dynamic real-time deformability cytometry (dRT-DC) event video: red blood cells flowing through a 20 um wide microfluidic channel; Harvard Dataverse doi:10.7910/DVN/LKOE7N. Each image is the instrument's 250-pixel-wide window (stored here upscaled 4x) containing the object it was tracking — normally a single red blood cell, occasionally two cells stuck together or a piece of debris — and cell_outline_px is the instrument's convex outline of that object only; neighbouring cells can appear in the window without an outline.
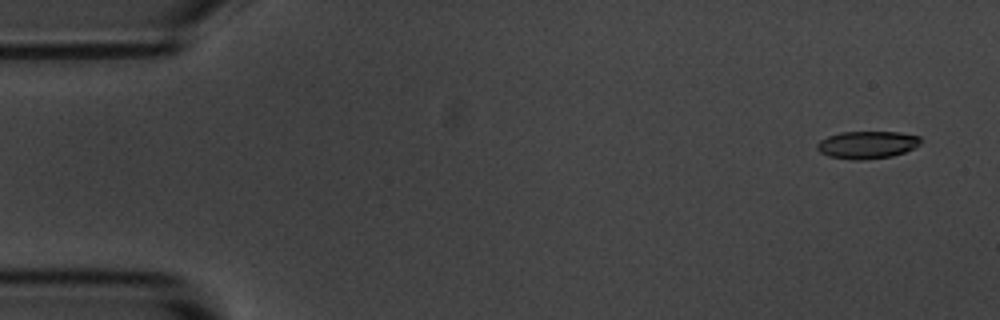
{"species": "common noctule bat (a hibernating species)", "species_latin": "Nyctalus noctula", "temperature_condition": "room temperature", "stored_images_in_passage": 5, "camera_frame_rate_fps": 3000, "um_per_image_px": 0.085, "animal": {"sex": "male", "body_mass_g": 20.1, "forearm_length_mm": 53.5}, "frame": {"image": 1, "passage_image": 1, "time_ms": 0.0, "image_size_px": [1000, 320], "cell_outline_px": [[920, 144], [916, 148], [892, 156], [864, 160], [852, 160], [828, 156], [820, 152], [816, 148], [816, 144], [820, 140], [828, 136], [840, 132], [900, 132], [920, 136]], "centroid_in_image_um": [73.7, 12.31], "position_along_channel_um": 11.3, "area_um2": 16.76}}